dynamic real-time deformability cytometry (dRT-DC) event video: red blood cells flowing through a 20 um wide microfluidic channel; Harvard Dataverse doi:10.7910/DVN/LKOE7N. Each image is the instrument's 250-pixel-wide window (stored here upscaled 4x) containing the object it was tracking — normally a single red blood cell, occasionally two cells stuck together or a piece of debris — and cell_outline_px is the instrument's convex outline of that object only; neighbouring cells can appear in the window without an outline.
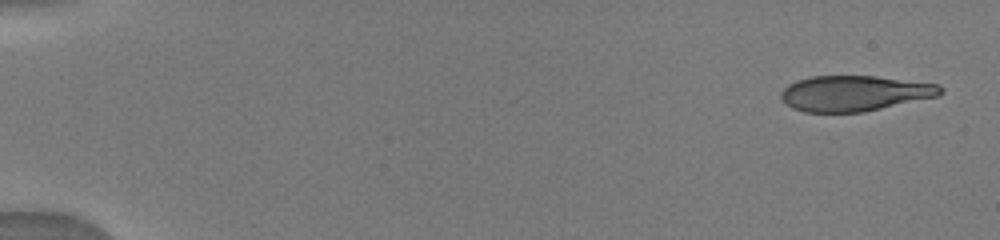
{"species": "human", "species_latin": "Homo sapiens", "temperature_condition": "warm", "stored_images_in_passage": 35, "camera_frame_rate_fps": 3000, "um_per_image_px": 0.085, "donor": {"sex": "male"}, "frame": {"image": 1, "passage_image": 1, "time_ms": 0.0, "image_size_px": [1000, 240], "cell_outline_px": [[944, 92], [936, 96], [864, 112], [804, 112], [792, 108], [780, 96], [780, 92], [788, 84], [796, 80], [812, 76], [876, 76], [940, 84], [944, 88]], "centroid_in_image_um": [72.64, 7.92], "position_along_channel_um": 12.4, "area_um2": 33.0}}
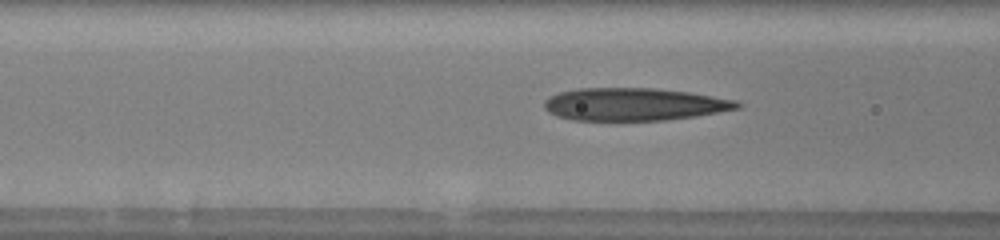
{"frame": {"image": 2, "passage_image": 18, "time_ms": 6.333, "image_size_px": [1000, 240], "cell_outline_px": [[744, 104], [740, 108], [696, 116], [664, 120], [572, 120], [556, 116], [548, 112], [544, 108], [544, 100], [548, 96], [560, 92], [576, 88], [656, 88], [688, 92], [736, 100]], "centroid_in_image_um": [53.87, 8.86], "position_along_channel_um": 112.7, "area_um2": 36.88}}
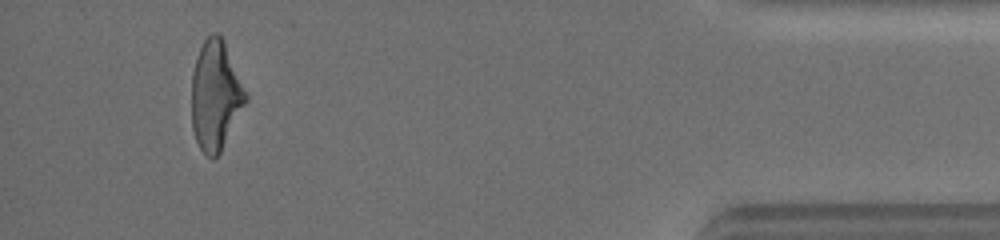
{"frame": {"image": 3, "passage_image": 34, "time_ms": 15.0, "image_size_px": [1000, 240], "cell_outline_px": [[248, 100], [220, 152], [212, 160], [200, 148], [196, 140], [192, 128], [192, 72], [196, 56], [204, 40], [212, 32], [216, 32], [224, 40], [248, 96]], "centroid_in_image_um": [18.32, 8.11], "position_along_channel_um": 416.9, "area_um2": 34.39}}